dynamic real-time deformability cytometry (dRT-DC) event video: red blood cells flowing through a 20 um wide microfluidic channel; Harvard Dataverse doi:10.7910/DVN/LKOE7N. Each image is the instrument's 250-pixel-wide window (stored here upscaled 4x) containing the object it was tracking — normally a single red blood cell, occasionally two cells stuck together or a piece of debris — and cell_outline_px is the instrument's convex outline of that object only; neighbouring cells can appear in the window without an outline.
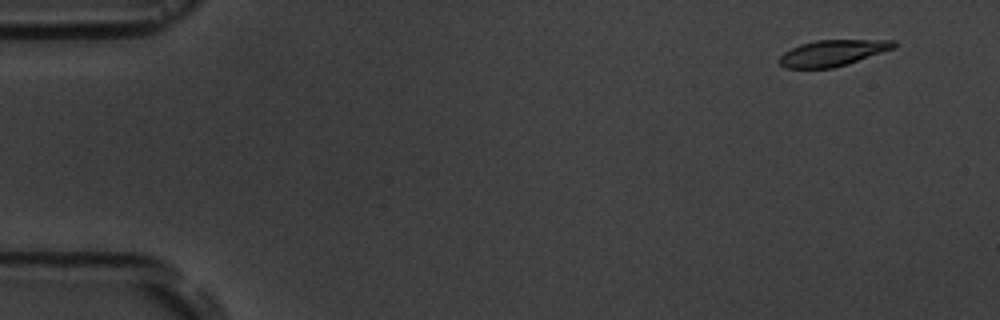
{"species": "common noctule bat (a hibernating species)", "species_latin": "Nyctalus noctula", "temperature_condition": "room temperature", "stored_images_in_passage": 5, "segment_of_instrument_passage": [1, 2], "camera_frame_rate_fps": 3000, "um_per_image_px": 0.085, "animal": {"sex": "male", "body_mass_g": 19.5, "forearm_length_mm": 54.6}, "frame": {"image": 1, "passage_image": 1, "time_ms": 0.0, "image_size_px": [1000, 320], "cell_outline_px": [[896, 48], [848, 64], [832, 68], [784, 68], [780, 64], [780, 56], [784, 52], [800, 44], [816, 40], [896, 40]], "centroid_in_image_um": [70.8, 4.5], "position_along_channel_um": 14.2, "area_um2": 17.46}}